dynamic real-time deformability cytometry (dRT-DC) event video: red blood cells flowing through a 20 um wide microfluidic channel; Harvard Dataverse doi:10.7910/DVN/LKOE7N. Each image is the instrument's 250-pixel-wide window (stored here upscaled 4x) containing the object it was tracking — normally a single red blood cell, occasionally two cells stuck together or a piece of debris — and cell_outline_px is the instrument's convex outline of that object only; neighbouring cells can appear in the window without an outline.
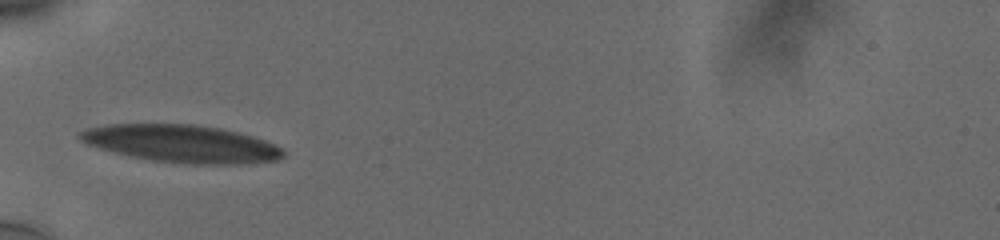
{"species": "human", "species_latin": "Homo sapiens", "temperature_condition": "cold", "stored_images_in_passage": 33, "camera_frame_rate_fps": 3000, "um_per_image_px": 0.085, "donor": {"sex": "male"}, "frame": {"image": 1, "passage_image": 1, "time_ms": 0.0, "image_size_px": [1000, 240], "cell_outline_px": [[284, 156], [276, 160], [236, 164], [188, 164], [152, 160], [112, 152], [88, 144], [80, 140], [76, 136], [80, 132], [88, 128], [104, 124], [196, 124], [220, 128], [252, 136], [276, 144], [284, 152]], "centroid_in_image_um": [15.41, 12.2], "position_along_channel_um": 69.6, "area_um2": 44.33}}
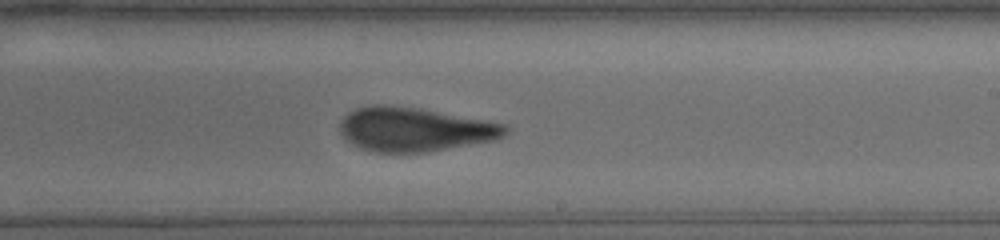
{"frame": {"image": 2, "passage_image": 16, "time_ms": 5.0, "image_size_px": [1000, 240], "cell_outline_px": [[512, 128], [504, 136], [496, 140], [424, 152], [372, 152], [360, 148], [344, 140], [340, 132], [340, 120], [348, 112], [356, 108], [372, 104], [384, 104], [420, 108], [508, 124]], "centroid_in_image_um": [35.24, 10.99], "position_along_channel_um": 253.8, "area_um2": 42.95}}
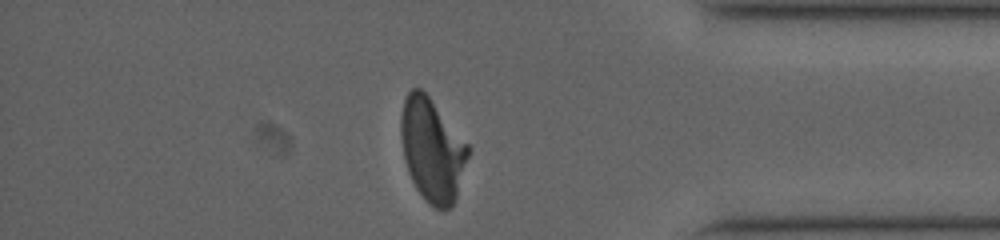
{"frame": {"image": 3, "passage_image": 29, "time_ms": 9.333, "image_size_px": [1000, 240], "cell_outline_px": [[472, 148], [456, 200], [452, 208], [436, 208], [424, 200], [416, 188], [408, 172], [404, 160], [400, 136], [400, 116], [404, 100], [408, 92], [412, 88], [420, 88], [428, 96]], "centroid_in_image_um": [36.75, 12.77], "position_along_channel_um": 398.5, "area_um2": 40.75}, "authors_computed_cell_mechanics": {"area_um2": 42.8298, "velocity_mm_per_s": 3.7579, "shape_relaxation_time_tau1_ms": 7.8426, "shape_relaxation_time_tau2_ms": 1.5152, "deformation_change_tau1": 0.2483, "deformation_change_tau2": 0.0787}}